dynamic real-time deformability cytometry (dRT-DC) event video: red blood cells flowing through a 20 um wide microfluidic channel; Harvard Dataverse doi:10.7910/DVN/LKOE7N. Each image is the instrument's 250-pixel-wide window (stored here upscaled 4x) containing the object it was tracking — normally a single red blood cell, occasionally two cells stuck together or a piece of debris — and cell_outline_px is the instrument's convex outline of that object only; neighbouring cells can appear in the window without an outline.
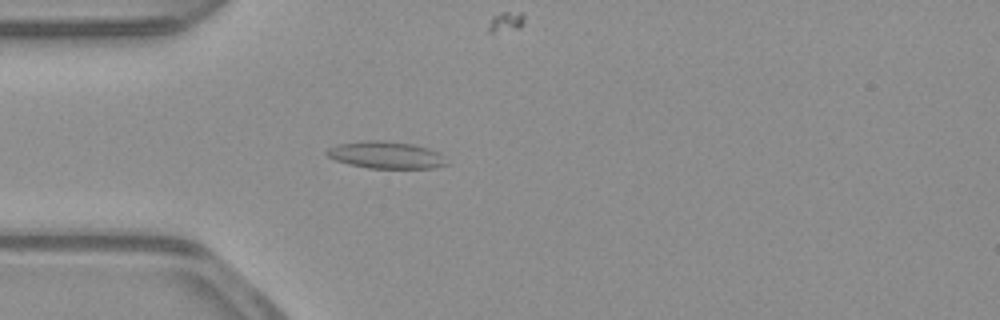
{"species": "common noctule bat (a hibernating species)", "species_latin": "Nyctalus noctula", "temperature_condition": "warm", "stored_images_in_passage": 53, "camera_frame_rate_fps": 3000, "um_per_image_px": 0.085, "animal": {"sex": "male", "body_mass_g": 23.1, "forearm_length_mm": 52.7}, "frame": {"image": 1, "passage_image": 14, "time_ms": 4.333, "image_size_px": [1000, 320], "cell_outline_px": [[448, 164], [432, 168], [368, 168], [348, 164], [336, 160], [328, 156], [324, 152], [328, 148], [336, 144], [360, 140], [384, 140], [412, 144], [428, 148], [440, 152]], "centroid_in_image_um": [32.77, 13.16], "position_along_channel_um": 52.2, "area_um2": 19.07}}
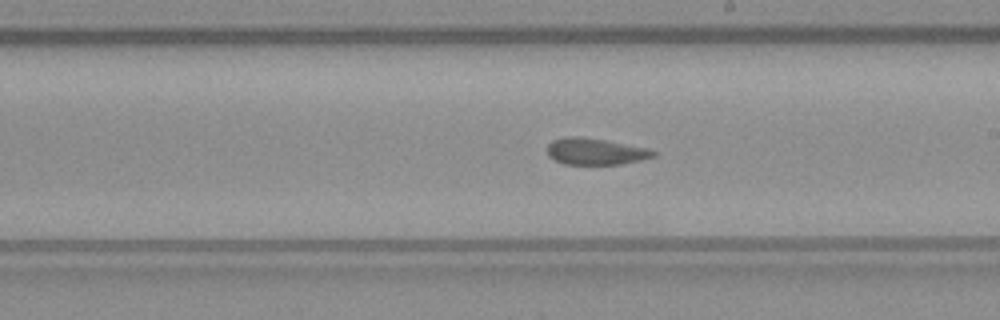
{"frame": {"image": 2, "passage_image": 29, "time_ms": 9.333, "image_size_px": [1000, 320], "cell_outline_px": [[656, 156], [640, 160], [620, 164], [564, 164], [548, 156], [548, 144], [552, 140], [564, 136], [580, 136], [608, 140], [648, 148], [656, 152]], "centroid_in_image_um": [50.61, 12.86], "position_along_channel_um": 238.4, "area_um2": 16.53}}
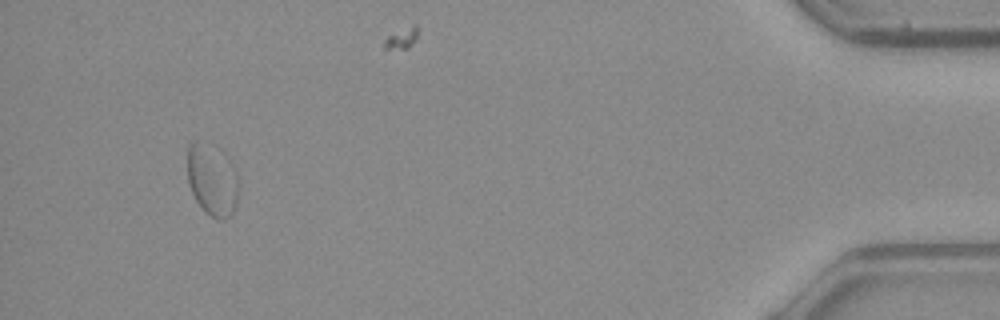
{"frame": {"image": 3, "passage_image": 49, "time_ms": 16.0, "image_size_px": [1000, 320], "cell_outline_px": [[236, 204], [232, 212], [224, 220], [216, 220], [196, 200], [188, 184], [188, 144], [192, 140], [196, 140], [236, 168]], "centroid_in_image_um": [17.99, 15.37], "position_along_channel_um": 417.2, "area_um2": 20.0}, "authors_computed_cell_mechanics": {"area_um2": 17.4556, "velocity_mm_per_s": 3.8723, "shape_relaxation_time_tau1_ms": 8.6627, "shape_relaxation_time_tau2_ms": 1.6127, "deformation_change_tau1": 0.1466, "deformation_change_tau2": 0.0695}}